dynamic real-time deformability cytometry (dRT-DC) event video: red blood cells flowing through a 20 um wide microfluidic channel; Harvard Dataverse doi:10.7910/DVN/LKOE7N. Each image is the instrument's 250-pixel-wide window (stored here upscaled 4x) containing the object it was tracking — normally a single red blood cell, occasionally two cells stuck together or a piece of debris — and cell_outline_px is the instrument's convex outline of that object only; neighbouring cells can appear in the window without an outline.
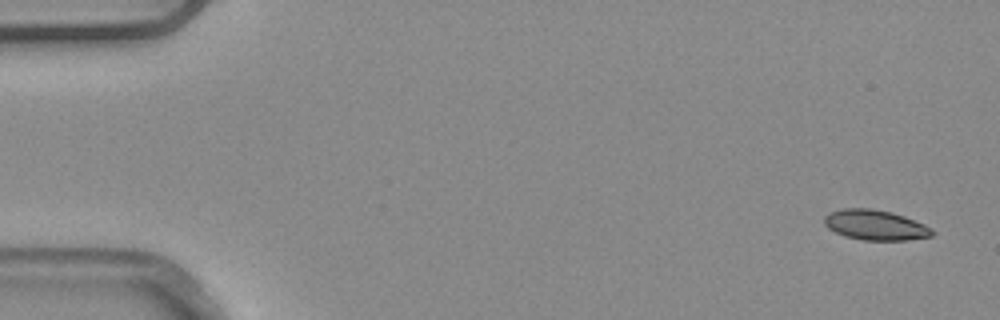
{"species": "common noctule bat (a hibernating species)", "species_latin": "Nyctalus noctula", "temperature_condition": "warm", "stored_images_in_passage": 5, "camera_frame_rate_fps": 3000, "um_per_image_px": 0.085, "animal": {"sex": "male", "body_mass_g": 20.4}, "frame": {"image": 1, "passage_image": 1, "time_ms": 0.0, "image_size_px": [1000, 320], "cell_outline_px": [[936, 232], [932, 236], [908, 240], [864, 240], [844, 236], [828, 228], [824, 224], [824, 216], [828, 212], [844, 208], [872, 208], [892, 212], [904, 216], [924, 224]], "centroid_in_image_um": [74.39, 19.12], "position_along_channel_um": 10.6, "area_um2": 19.07}}